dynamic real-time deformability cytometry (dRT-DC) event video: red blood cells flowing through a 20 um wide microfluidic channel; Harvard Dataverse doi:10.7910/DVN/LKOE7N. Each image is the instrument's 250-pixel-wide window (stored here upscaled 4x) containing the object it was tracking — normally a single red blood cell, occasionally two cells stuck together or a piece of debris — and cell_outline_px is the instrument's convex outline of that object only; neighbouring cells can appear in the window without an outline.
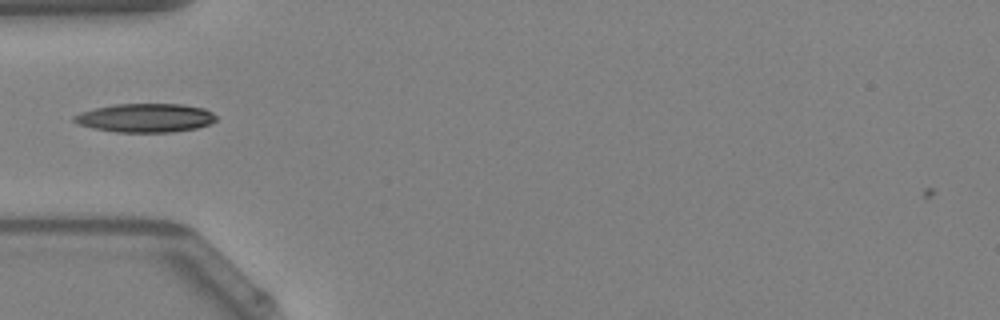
{"species": "Egyptian fruit bat (a non-hibernating species)", "species_latin": "Rousettus aegyptiacus", "temperature_condition": "warm", "stored_images_in_passage": 22, "camera_frame_rate_fps": 3000, "um_per_image_px": 0.085, "animal": {"sex": "female"}, "frame": {"image": 1, "passage_image": 2, "time_ms": 0.333, "image_size_px": [1000, 320], "cell_outline_px": [[216, 120], [208, 124], [196, 128], [172, 132], [116, 132], [92, 128], [80, 124], [72, 120], [72, 116], [80, 112], [96, 108], [116, 104], [184, 104], [204, 108], [212, 112], [216, 116]], "centroid_in_image_um": [12.36, 10.02], "position_along_channel_um": 72.6, "area_um2": 23.76}}